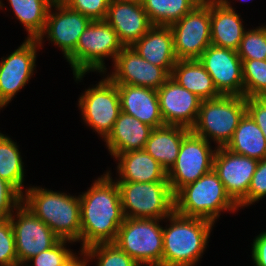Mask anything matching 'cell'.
<instances>
[{
    "label": "cell",
    "instance_id": "obj_1",
    "mask_svg": "<svg viewBox=\"0 0 266 266\" xmlns=\"http://www.w3.org/2000/svg\"><path fill=\"white\" fill-rule=\"evenodd\" d=\"M110 171L98 177L80 199V251L101 244L114 243L125 217L120 192Z\"/></svg>",
    "mask_w": 266,
    "mask_h": 266
},
{
    "label": "cell",
    "instance_id": "obj_2",
    "mask_svg": "<svg viewBox=\"0 0 266 266\" xmlns=\"http://www.w3.org/2000/svg\"><path fill=\"white\" fill-rule=\"evenodd\" d=\"M22 204L61 239L80 241V199L42 187H27Z\"/></svg>",
    "mask_w": 266,
    "mask_h": 266
},
{
    "label": "cell",
    "instance_id": "obj_3",
    "mask_svg": "<svg viewBox=\"0 0 266 266\" xmlns=\"http://www.w3.org/2000/svg\"><path fill=\"white\" fill-rule=\"evenodd\" d=\"M169 227L163 228L162 266H194L208 246L214 223L185 217L175 211L168 216Z\"/></svg>",
    "mask_w": 266,
    "mask_h": 266
},
{
    "label": "cell",
    "instance_id": "obj_4",
    "mask_svg": "<svg viewBox=\"0 0 266 266\" xmlns=\"http://www.w3.org/2000/svg\"><path fill=\"white\" fill-rule=\"evenodd\" d=\"M174 200L177 214L206 219L212 223L219 218L221 211L239 210L213 169L182 187L174 195Z\"/></svg>",
    "mask_w": 266,
    "mask_h": 266
},
{
    "label": "cell",
    "instance_id": "obj_5",
    "mask_svg": "<svg viewBox=\"0 0 266 266\" xmlns=\"http://www.w3.org/2000/svg\"><path fill=\"white\" fill-rule=\"evenodd\" d=\"M123 47L109 23L95 20L86 27L76 49L66 59L72 67L74 78L80 81L89 71L106 74L104 59L110 57L114 62Z\"/></svg>",
    "mask_w": 266,
    "mask_h": 266
},
{
    "label": "cell",
    "instance_id": "obj_6",
    "mask_svg": "<svg viewBox=\"0 0 266 266\" xmlns=\"http://www.w3.org/2000/svg\"><path fill=\"white\" fill-rule=\"evenodd\" d=\"M245 113L244 96L221 95L202 100L196 124L191 131L207 141L213 140L217 145L215 147H225Z\"/></svg>",
    "mask_w": 266,
    "mask_h": 266
},
{
    "label": "cell",
    "instance_id": "obj_7",
    "mask_svg": "<svg viewBox=\"0 0 266 266\" xmlns=\"http://www.w3.org/2000/svg\"><path fill=\"white\" fill-rule=\"evenodd\" d=\"M125 218L163 220L175 211L168 181L116 182Z\"/></svg>",
    "mask_w": 266,
    "mask_h": 266
},
{
    "label": "cell",
    "instance_id": "obj_8",
    "mask_svg": "<svg viewBox=\"0 0 266 266\" xmlns=\"http://www.w3.org/2000/svg\"><path fill=\"white\" fill-rule=\"evenodd\" d=\"M159 219L125 218L114 243L142 265H162L163 227Z\"/></svg>",
    "mask_w": 266,
    "mask_h": 266
},
{
    "label": "cell",
    "instance_id": "obj_9",
    "mask_svg": "<svg viewBox=\"0 0 266 266\" xmlns=\"http://www.w3.org/2000/svg\"><path fill=\"white\" fill-rule=\"evenodd\" d=\"M78 102L83 121L105 140L121 112L117 84L105 77L86 89Z\"/></svg>",
    "mask_w": 266,
    "mask_h": 266
},
{
    "label": "cell",
    "instance_id": "obj_10",
    "mask_svg": "<svg viewBox=\"0 0 266 266\" xmlns=\"http://www.w3.org/2000/svg\"><path fill=\"white\" fill-rule=\"evenodd\" d=\"M211 148L210 141L192 131L183 138L176 161L167 172V180L174 195L213 169L216 148Z\"/></svg>",
    "mask_w": 266,
    "mask_h": 266
},
{
    "label": "cell",
    "instance_id": "obj_11",
    "mask_svg": "<svg viewBox=\"0 0 266 266\" xmlns=\"http://www.w3.org/2000/svg\"><path fill=\"white\" fill-rule=\"evenodd\" d=\"M210 1L199 3L179 21L170 25L178 60L198 59L211 45Z\"/></svg>",
    "mask_w": 266,
    "mask_h": 266
},
{
    "label": "cell",
    "instance_id": "obj_12",
    "mask_svg": "<svg viewBox=\"0 0 266 266\" xmlns=\"http://www.w3.org/2000/svg\"><path fill=\"white\" fill-rule=\"evenodd\" d=\"M11 215L19 266L55 246L61 239L28 208L21 204ZM16 217V218H15ZM16 220V221H15Z\"/></svg>",
    "mask_w": 266,
    "mask_h": 266
},
{
    "label": "cell",
    "instance_id": "obj_13",
    "mask_svg": "<svg viewBox=\"0 0 266 266\" xmlns=\"http://www.w3.org/2000/svg\"><path fill=\"white\" fill-rule=\"evenodd\" d=\"M258 160L216 147L213 170L224 185L227 194L241 209L247 207V193Z\"/></svg>",
    "mask_w": 266,
    "mask_h": 266
},
{
    "label": "cell",
    "instance_id": "obj_14",
    "mask_svg": "<svg viewBox=\"0 0 266 266\" xmlns=\"http://www.w3.org/2000/svg\"><path fill=\"white\" fill-rule=\"evenodd\" d=\"M42 48L37 39H25L8 57L0 61V108L12 101L29 82L36 68V53Z\"/></svg>",
    "mask_w": 266,
    "mask_h": 266
},
{
    "label": "cell",
    "instance_id": "obj_15",
    "mask_svg": "<svg viewBox=\"0 0 266 266\" xmlns=\"http://www.w3.org/2000/svg\"><path fill=\"white\" fill-rule=\"evenodd\" d=\"M52 8L56 10L55 13ZM91 21L89 17L69 8L60 0H55L49 8L45 29L37 40L43 46L42 42L47 34L48 40L58 46L67 58L76 49L81 34Z\"/></svg>",
    "mask_w": 266,
    "mask_h": 266
},
{
    "label": "cell",
    "instance_id": "obj_16",
    "mask_svg": "<svg viewBox=\"0 0 266 266\" xmlns=\"http://www.w3.org/2000/svg\"><path fill=\"white\" fill-rule=\"evenodd\" d=\"M198 60L221 95L244 96L242 60L237 51L210 45Z\"/></svg>",
    "mask_w": 266,
    "mask_h": 266
},
{
    "label": "cell",
    "instance_id": "obj_17",
    "mask_svg": "<svg viewBox=\"0 0 266 266\" xmlns=\"http://www.w3.org/2000/svg\"><path fill=\"white\" fill-rule=\"evenodd\" d=\"M113 64V72L107 77L115 84L158 90L170 77L162 67L142 58L132 46H124Z\"/></svg>",
    "mask_w": 266,
    "mask_h": 266
},
{
    "label": "cell",
    "instance_id": "obj_18",
    "mask_svg": "<svg viewBox=\"0 0 266 266\" xmlns=\"http://www.w3.org/2000/svg\"><path fill=\"white\" fill-rule=\"evenodd\" d=\"M165 125L192 129L196 124L202 99L169 77L157 90Z\"/></svg>",
    "mask_w": 266,
    "mask_h": 266
},
{
    "label": "cell",
    "instance_id": "obj_19",
    "mask_svg": "<svg viewBox=\"0 0 266 266\" xmlns=\"http://www.w3.org/2000/svg\"><path fill=\"white\" fill-rule=\"evenodd\" d=\"M105 21L124 46H132L153 26L142 3L111 0Z\"/></svg>",
    "mask_w": 266,
    "mask_h": 266
},
{
    "label": "cell",
    "instance_id": "obj_20",
    "mask_svg": "<svg viewBox=\"0 0 266 266\" xmlns=\"http://www.w3.org/2000/svg\"><path fill=\"white\" fill-rule=\"evenodd\" d=\"M121 111L152 128L164 126L157 90L143 86L117 84Z\"/></svg>",
    "mask_w": 266,
    "mask_h": 266
},
{
    "label": "cell",
    "instance_id": "obj_21",
    "mask_svg": "<svg viewBox=\"0 0 266 266\" xmlns=\"http://www.w3.org/2000/svg\"><path fill=\"white\" fill-rule=\"evenodd\" d=\"M228 0L210 1L211 45L237 51L245 29L241 15Z\"/></svg>",
    "mask_w": 266,
    "mask_h": 266
},
{
    "label": "cell",
    "instance_id": "obj_22",
    "mask_svg": "<svg viewBox=\"0 0 266 266\" xmlns=\"http://www.w3.org/2000/svg\"><path fill=\"white\" fill-rule=\"evenodd\" d=\"M132 47L142 58L162 67L169 75L178 61L169 26L153 25Z\"/></svg>",
    "mask_w": 266,
    "mask_h": 266
},
{
    "label": "cell",
    "instance_id": "obj_23",
    "mask_svg": "<svg viewBox=\"0 0 266 266\" xmlns=\"http://www.w3.org/2000/svg\"><path fill=\"white\" fill-rule=\"evenodd\" d=\"M152 129L149 125L121 111L112 132L104 142L114 158L118 154L143 150Z\"/></svg>",
    "mask_w": 266,
    "mask_h": 266
},
{
    "label": "cell",
    "instance_id": "obj_24",
    "mask_svg": "<svg viewBox=\"0 0 266 266\" xmlns=\"http://www.w3.org/2000/svg\"><path fill=\"white\" fill-rule=\"evenodd\" d=\"M116 182H158L168 181L167 172L162 165L144 149L118 154Z\"/></svg>",
    "mask_w": 266,
    "mask_h": 266
},
{
    "label": "cell",
    "instance_id": "obj_25",
    "mask_svg": "<svg viewBox=\"0 0 266 266\" xmlns=\"http://www.w3.org/2000/svg\"><path fill=\"white\" fill-rule=\"evenodd\" d=\"M190 131L185 127L173 125L153 128L144 150L168 172L176 161L183 138Z\"/></svg>",
    "mask_w": 266,
    "mask_h": 266
},
{
    "label": "cell",
    "instance_id": "obj_26",
    "mask_svg": "<svg viewBox=\"0 0 266 266\" xmlns=\"http://www.w3.org/2000/svg\"><path fill=\"white\" fill-rule=\"evenodd\" d=\"M170 77L202 100L221 96L213 79L198 59L178 60Z\"/></svg>",
    "mask_w": 266,
    "mask_h": 266
},
{
    "label": "cell",
    "instance_id": "obj_27",
    "mask_svg": "<svg viewBox=\"0 0 266 266\" xmlns=\"http://www.w3.org/2000/svg\"><path fill=\"white\" fill-rule=\"evenodd\" d=\"M225 148L235 154L258 161L266 158V138L247 112L240 119L238 127Z\"/></svg>",
    "mask_w": 266,
    "mask_h": 266
},
{
    "label": "cell",
    "instance_id": "obj_28",
    "mask_svg": "<svg viewBox=\"0 0 266 266\" xmlns=\"http://www.w3.org/2000/svg\"><path fill=\"white\" fill-rule=\"evenodd\" d=\"M10 6L28 32L27 39H38L46 25L47 14L55 0H8Z\"/></svg>",
    "mask_w": 266,
    "mask_h": 266
},
{
    "label": "cell",
    "instance_id": "obj_29",
    "mask_svg": "<svg viewBox=\"0 0 266 266\" xmlns=\"http://www.w3.org/2000/svg\"><path fill=\"white\" fill-rule=\"evenodd\" d=\"M142 6L152 25L170 26L188 14L197 0H143Z\"/></svg>",
    "mask_w": 266,
    "mask_h": 266
},
{
    "label": "cell",
    "instance_id": "obj_30",
    "mask_svg": "<svg viewBox=\"0 0 266 266\" xmlns=\"http://www.w3.org/2000/svg\"><path fill=\"white\" fill-rule=\"evenodd\" d=\"M24 163L17 143L0 134V178L10 183L21 195L24 193Z\"/></svg>",
    "mask_w": 266,
    "mask_h": 266
},
{
    "label": "cell",
    "instance_id": "obj_31",
    "mask_svg": "<svg viewBox=\"0 0 266 266\" xmlns=\"http://www.w3.org/2000/svg\"><path fill=\"white\" fill-rule=\"evenodd\" d=\"M86 263L95 259L97 266H140L115 243H101L90 246L82 251ZM91 259V260H90Z\"/></svg>",
    "mask_w": 266,
    "mask_h": 266
},
{
    "label": "cell",
    "instance_id": "obj_32",
    "mask_svg": "<svg viewBox=\"0 0 266 266\" xmlns=\"http://www.w3.org/2000/svg\"><path fill=\"white\" fill-rule=\"evenodd\" d=\"M244 97L266 95V60H242Z\"/></svg>",
    "mask_w": 266,
    "mask_h": 266
},
{
    "label": "cell",
    "instance_id": "obj_33",
    "mask_svg": "<svg viewBox=\"0 0 266 266\" xmlns=\"http://www.w3.org/2000/svg\"><path fill=\"white\" fill-rule=\"evenodd\" d=\"M237 53L241 60H266V25L246 30Z\"/></svg>",
    "mask_w": 266,
    "mask_h": 266
},
{
    "label": "cell",
    "instance_id": "obj_34",
    "mask_svg": "<svg viewBox=\"0 0 266 266\" xmlns=\"http://www.w3.org/2000/svg\"><path fill=\"white\" fill-rule=\"evenodd\" d=\"M72 243V241L68 240H60L55 246L52 248L41 252L40 254L33 256L25 266L28 265L29 262H33V266H65L67 265L76 255L70 250L66 248V243Z\"/></svg>",
    "mask_w": 266,
    "mask_h": 266
},
{
    "label": "cell",
    "instance_id": "obj_35",
    "mask_svg": "<svg viewBox=\"0 0 266 266\" xmlns=\"http://www.w3.org/2000/svg\"><path fill=\"white\" fill-rule=\"evenodd\" d=\"M0 266H19L10 218L0 219Z\"/></svg>",
    "mask_w": 266,
    "mask_h": 266
},
{
    "label": "cell",
    "instance_id": "obj_36",
    "mask_svg": "<svg viewBox=\"0 0 266 266\" xmlns=\"http://www.w3.org/2000/svg\"><path fill=\"white\" fill-rule=\"evenodd\" d=\"M92 21L105 20L111 0H60Z\"/></svg>",
    "mask_w": 266,
    "mask_h": 266
},
{
    "label": "cell",
    "instance_id": "obj_37",
    "mask_svg": "<svg viewBox=\"0 0 266 266\" xmlns=\"http://www.w3.org/2000/svg\"><path fill=\"white\" fill-rule=\"evenodd\" d=\"M21 204L22 195L10 183L0 178V219L10 218Z\"/></svg>",
    "mask_w": 266,
    "mask_h": 266
},
{
    "label": "cell",
    "instance_id": "obj_38",
    "mask_svg": "<svg viewBox=\"0 0 266 266\" xmlns=\"http://www.w3.org/2000/svg\"><path fill=\"white\" fill-rule=\"evenodd\" d=\"M266 197V158L258 161L247 193V205Z\"/></svg>",
    "mask_w": 266,
    "mask_h": 266
},
{
    "label": "cell",
    "instance_id": "obj_39",
    "mask_svg": "<svg viewBox=\"0 0 266 266\" xmlns=\"http://www.w3.org/2000/svg\"><path fill=\"white\" fill-rule=\"evenodd\" d=\"M246 112L252 117L266 138V100L263 97L246 98Z\"/></svg>",
    "mask_w": 266,
    "mask_h": 266
},
{
    "label": "cell",
    "instance_id": "obj_40",
    "mask_svg": "<svg viewBox=\"0 0 266 266\" xmlns=\"http://www.w3.org/2000/svg\"><path fill=\"white\" fill-rule=\"evenodd\" d=\"M252 259L254 266H266V231L261 232L253 240Z\"/></svg>",
    "mask_w": 266,
    "mask_h": 266
},
{
    "label": "cell",
    "instance_id": "obj_41",
    "mask_svg": "<svg viewBox=\"0 0 266 266\" xmlns=\"http://www.w3.org/2000/svg\"><path fill=\"white\" fill-rule=\"evenodd\" d=\"M80 255L83 256L82 259L81 257H77V255L65 266H87L86 260L83 259L85 258L84 254L82 251H80Z\"/></svg>",
    "mask_w": 266,
    "mask_h": 266
},
{
    "label": "cell",
    "instance_id": "obj_42",
    "mask_svg": "<svg viewBox=\"0 0 266 266\" xmlns=\"http://www.w3.org/2000/svg\"><path fill=\"white\" fill-rule=\"evenodd\" d=\"M122 1H133V2L141 3L143 0H122Z\"/></svg>",
    "mask_w": 266,
    "mask_h": 266
},
{
    "label": "cell",
    "instance_id": "obj_43",
    "mask_svg": "<svg viewBox=\"0 0 266 266\" xmlns=\"http://www.w3.org/2000/svg\"><path fill=\"white\" fill-rule=\"evenodd\" d=\"M199 3H204V2H208V1H211V0H197Z\"/></svg>",
    "mask_w": 266,
    "mask_h": 266
},
{
    "label": "cell",
    "instance_id": "obj_44",
    "mask_svg": "<svg viewBox=\"0 0 266 266\" xmlns=\"http://www.w3.org/2000/svg\"><path fill=\"white\" fill-rule=\"evenodd\" d=\"M4 6H3V4H2V2H1V0H0V8H3Z\"/></svg>",
    "mask_w": 266,
    "mask_h": 266
},
{
    "label": "cell",
    "instance_id": "obj_45",
    "mask_svg": "<svg viewBox=\"0 0 266 266\" xmlns=\"http://www.w3.org/2000/svg\"><path fill=\"white\" fill-rule=\"evenodd\" d=\"M146 266H162V265H146Z\"/></svg>",
    "mask_w": 266,
    "mask_h": 266
}]
</instances>
